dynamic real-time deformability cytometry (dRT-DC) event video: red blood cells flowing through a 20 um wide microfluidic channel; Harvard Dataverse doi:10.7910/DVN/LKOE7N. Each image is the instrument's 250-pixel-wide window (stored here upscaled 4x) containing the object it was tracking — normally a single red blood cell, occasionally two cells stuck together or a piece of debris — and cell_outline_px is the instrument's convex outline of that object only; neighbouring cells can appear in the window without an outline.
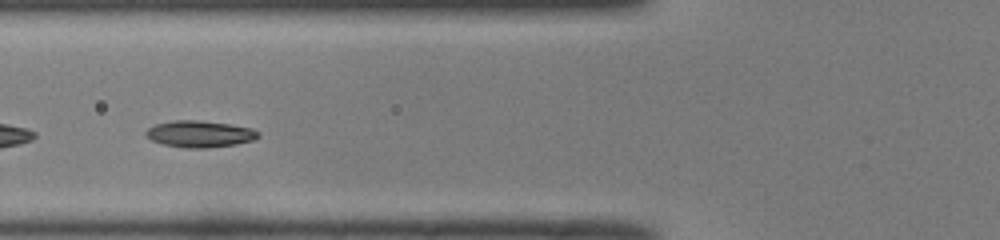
{"species": "common noctule bat (a hibernating species)", "species_latin": "Nyctalus noctula", "temperature_condition": "room temperature", "stored_images_in_passage": 39, "camera_frame_rate_fps": 3000, "um_per_image_px": 0.085, "animal": {"sex": "male", "body_mass_g": 19.0, "forearm_length_mm": 50.8}, "frame": {"image": 1, "passage_image": 14, "time_ms": 4.333, "image_size_px": [1000, 240], "cell_outline_px": [[260, 136], [252, 140], [236, 144], [208, 148], [184, 148], [164, 144], [152, 140], [144, 132], [148, 128], [156, 124], [172, 120], [196, 120], [228, 124], [252, 128], [260, 132]], "centroid_in_image_um": [16.99, 11.39], "position_along_channel_um": 108.8, "area_um2": 17.34}}
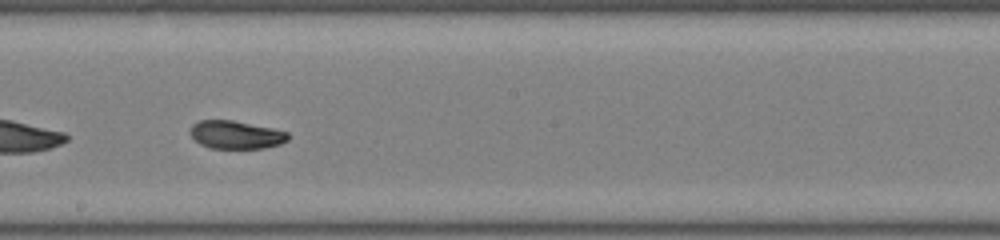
{"frame": {"image": 2, "passage_image": 23, "time_ms": 7.333, "image_size_px": [1000, 240], "cell_outline_px": [[288, 140], [280, 144], [264, 148], [208, 148], [200, 144], [188, 132], [192, 124], [200, 120], [232, 120], [272, 128], [288, 132]], "centroid_in_image_um": [20.03, 11.45], "position_along_channel_um": 228.2, "area_um2": 16.01}}
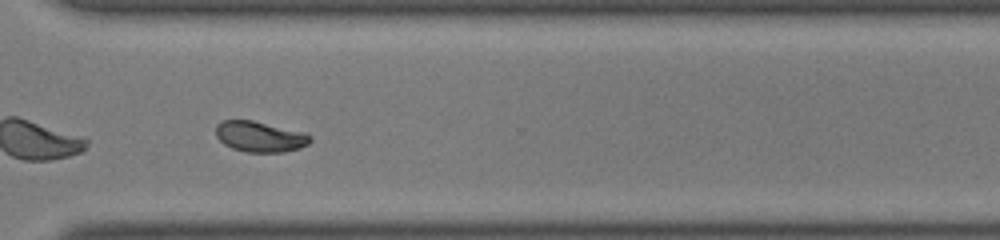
{"frame": {"image": 3, "passage_image": 32, "time_ms": 10.333, "image_size_px": [1000, 240], "cell_outline_px": [[312, 140], [308, 144], [284, 152], [244, 152], [232, 148], [224, 144], [216, 136], [216, 124], [224, 120], [252, 120], [304, 132], [312, 136]], "centroid_in_image_um": [22.08, 11.61], "position_along_channel_um": 348.5, "area_um2": 16.82}, "authors_computed_cell_mechanics": {"area_um2": 17.1666, "velocity_mm_per_s": 3.9853, "shape_relaxation_time_tau1_ms": 3.4215, "shape_relaxation_time_tau2_ms": 2.3834, "deformation_change_tau1": 0.1433, "deformation_change_tau2": 0.0411}}